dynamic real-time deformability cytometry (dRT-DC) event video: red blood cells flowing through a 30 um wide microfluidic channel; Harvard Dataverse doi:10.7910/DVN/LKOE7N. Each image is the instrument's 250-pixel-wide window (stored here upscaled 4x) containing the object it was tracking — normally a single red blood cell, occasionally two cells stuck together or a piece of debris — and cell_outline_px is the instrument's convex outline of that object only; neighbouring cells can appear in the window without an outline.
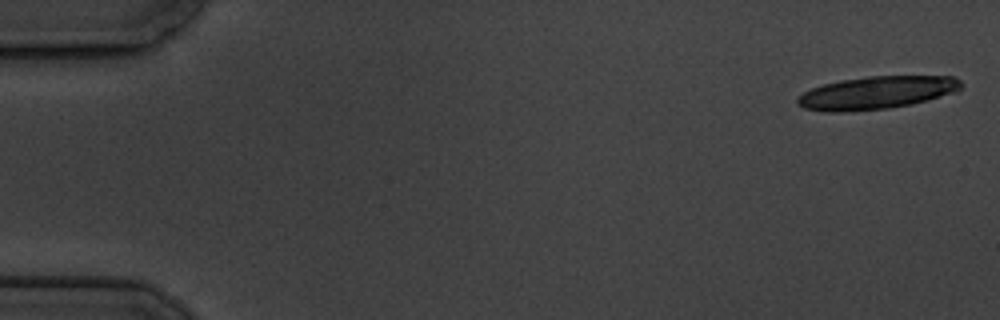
{"species": "common noctule bat (a hibernating species)", "species_latin": "Nyctalus noctula", "temperature_condition": "cold", "stored_images_in_passage": 3, "camera_frame_rate_fps": 3000, "um_per_image_px": 0.085, "animal": {"sex": "male", "body_mass_g": 19.5, "forearm_length_mm": 54.6}, "frame": {"image": 1, "passage_image": 1, "time_ms": 0.0, "image_size_px": [1000, 320], "cell_outline_px": [[964, 84], [956, 92], [912, 104], [888, 108], [840, 112], [824, 112], [804, 108], [796, 104], [796, 100], [804, 92], [812, 88], [824, 84], [840, 80], [868, 76], [952, 76], [960, 80]], "centroid_in_image_um": [74.51, 7.88], "position_along_channel_um": 10.5, "area_um2": 31.27}}